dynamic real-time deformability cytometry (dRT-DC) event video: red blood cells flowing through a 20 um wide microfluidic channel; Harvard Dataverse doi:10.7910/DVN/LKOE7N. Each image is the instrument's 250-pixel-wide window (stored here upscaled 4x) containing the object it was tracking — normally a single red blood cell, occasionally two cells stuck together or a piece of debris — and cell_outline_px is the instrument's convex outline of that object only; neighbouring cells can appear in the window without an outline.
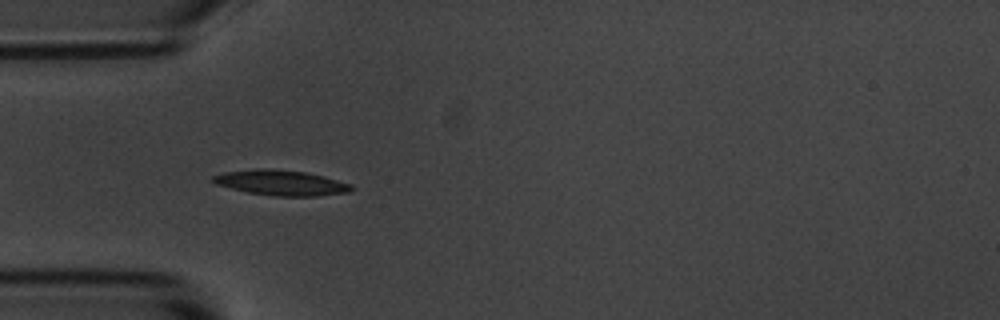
{"species": "common noctule bat (a hibernating species)", "species_latin": "Nyctalus noctula", "temperature_condition": "room temperature", "stored_images_in_passage": 20, "camera_frame_rate_fps": 3000, "um_per_image_px": 0.085, "animal": {"sex": "male", "body_mass_g": 20.1, "forearm_length_mm": 53.5}, "frame": {"image": 1, "passage_image": 4, "time_ms": 1.0, "image_size_px": [1000, 320], "cell_outline_px": [[356, 188], [348, 192], [320, 196], [272, 196], [248, 192], [216, 184], [212, 180], [212, 176], [224, 172], [256, 168], [264, 168], [304, 172], [324, 176], [352, 184]], "centroid_in_image_um": [23.93, 15.54], "position_along_channel_um": 61.1, "area_um2": 20.4}}